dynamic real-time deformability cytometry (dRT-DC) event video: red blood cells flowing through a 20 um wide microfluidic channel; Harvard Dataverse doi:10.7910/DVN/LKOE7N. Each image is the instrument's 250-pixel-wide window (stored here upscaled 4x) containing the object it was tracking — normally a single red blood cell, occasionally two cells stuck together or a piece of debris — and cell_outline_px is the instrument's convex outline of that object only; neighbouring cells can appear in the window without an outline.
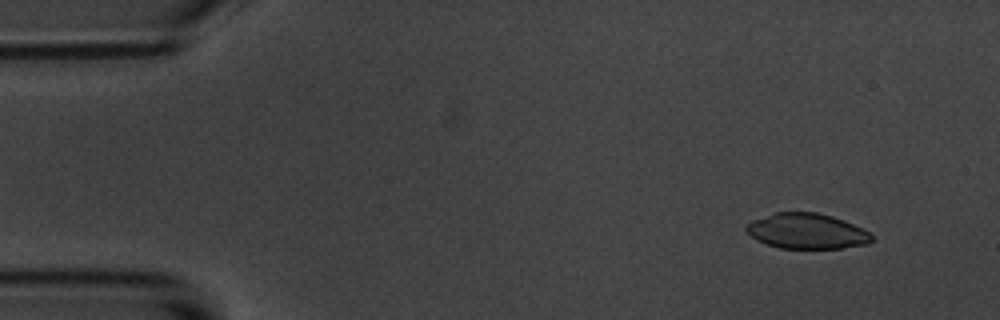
{"species": "common noctule bat (a hibernating species)", "species_latin": "Nyctalus noctula", "temperature_condition": "room temperature", "stored_images_in_passage": 4, "camera_frame_rate_fps": 3000, "um_per_image_px": 0.085, "animal": {"sex": "male", "body_mass_g": 20.1, "forearm_length_mm": 53.5}, "frame": {"image": 1, "passage_image": 1, "time_ms": 0.0, "image_size_px": [1000, 320], "cell_outline_px": [[872, 240], [868, 244], [840, 248], [780, 248], [756, 240], [744, 228], [752, 220], [776, 212], [816, 212], [832, 216], [844, 220], [868, 232], [872, 236]], "centroid_in_image_um": [68.57, 19.64], "position_along_channel_um": 16.4, "area_um2": 25.61}}